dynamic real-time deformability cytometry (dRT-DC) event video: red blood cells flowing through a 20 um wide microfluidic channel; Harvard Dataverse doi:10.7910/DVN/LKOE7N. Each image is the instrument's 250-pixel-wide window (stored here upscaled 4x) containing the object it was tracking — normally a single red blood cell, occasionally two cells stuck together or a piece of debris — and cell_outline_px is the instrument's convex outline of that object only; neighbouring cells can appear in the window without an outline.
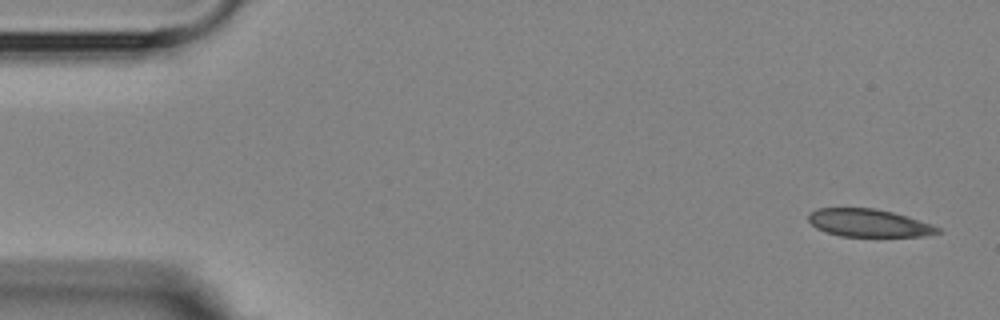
{"species": "Egyptian fruit bat (a non-hibernating species)", "species_latin": "Rousettus aegyptiacus", "temperature_condition": "room temperature", "stored_images_in_passage": 2, "segment_of_instrument_passage": [2, 2], "camera_frame_rate_fps": 3000, "um_per_image_px": 0.085, "animal": {"sex": "female"}, "frame": {"image": 1, "passage_image": 2, "time_ms": 2.0, "image_size_px": [1000, 320], "cell_outline_px": [[944, 232], [928, 236], [840, 236], [824, 232], [816, 228], [808, 220], [808, 212], [816, 208], [876, 208], [908, 216], [932, 224], [940, 228]], "centroid_in_image_um": [73.86, 18.95], "position_along_channel_um": 11.1, "area_um2": 21.21}}